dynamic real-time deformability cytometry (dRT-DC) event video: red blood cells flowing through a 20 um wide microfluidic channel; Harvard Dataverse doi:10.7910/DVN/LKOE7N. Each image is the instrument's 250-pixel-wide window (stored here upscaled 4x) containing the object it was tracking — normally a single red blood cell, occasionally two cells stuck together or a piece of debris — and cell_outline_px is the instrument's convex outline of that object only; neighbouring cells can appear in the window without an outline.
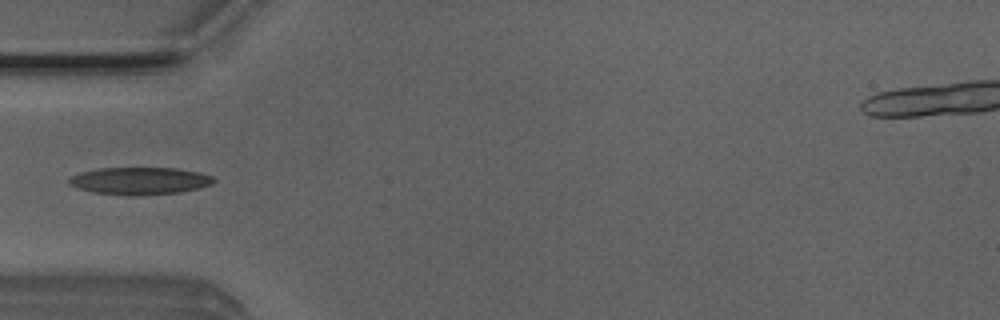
{"species": "Egyptian fruit bat (a non-hibernating species)", "species_latin": "Rousettus aegyptiacus", "temperature_condition": "room temperature", "stored_images_in_passage": 5, "camera_frame_rate_fps": 3000, "um_per_image_px": 0.085, "animal": {"sex": "male"}, "frame": {"image": 1, "passage_image": 5, "time_ms": 1.333, "image_size_px": [1000, 320], "cell_outline_px": [[216, 180], [212, 184], [200, 188], [180, 192], [140, 196], [128, 196], [92, 192], [76, 188], [68, 184], [68, 180], [72, 176], [80, 172], [100, 168], [176, 168], [200, 172], [212, 176]], "centroid_in_image_um": [11.88, 15.38], "position_along_channel_um": 73.1, "area_um2": 23.35}}